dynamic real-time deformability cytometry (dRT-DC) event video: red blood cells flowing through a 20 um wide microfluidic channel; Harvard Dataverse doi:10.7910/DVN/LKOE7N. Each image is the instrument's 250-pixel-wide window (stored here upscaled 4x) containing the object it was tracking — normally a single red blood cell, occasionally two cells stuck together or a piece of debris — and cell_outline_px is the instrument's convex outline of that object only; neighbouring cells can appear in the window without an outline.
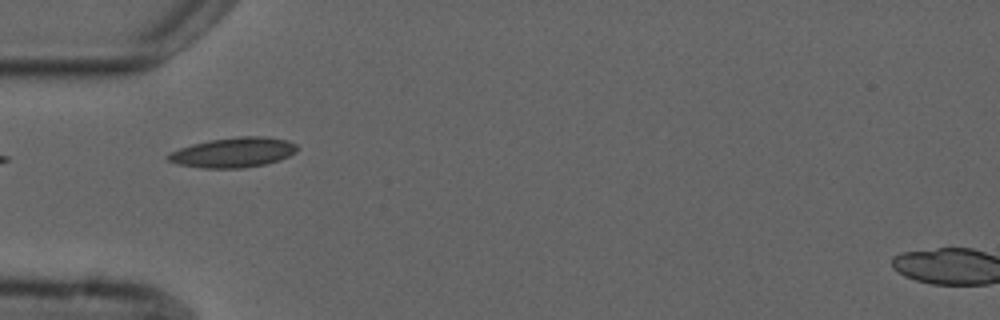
{"species": "common noctule bat (a hibernating species)", "species_latin": "Nyctalus noctula", "temperature_condition": "cold", "stored_images_in_passage": 6, "camera_frame_rate_fps": 3000, "um_per_image_px": 0.085, "animal": {"sex": "male", "forearm_length_mm": 52.5}, "frame": {"image": 1, "passage_image": 4, "time_ms": 4.667, "image_size_px": [1000, 320], "cell_outline_px": [[300, 148], [296, 152], [280, 160], [264, 164], [244, 168], [204, 168], [176, 164], [168, 160], [164, 156], [168, 152], [192, 144], [212, 140], [240, 136], [264, 136], [288, 140], [296, 144]], "centroid_in_image_um": [19.83, 12.96], "position_along_channel_um": 65.2, "area_um2": 22.66}}
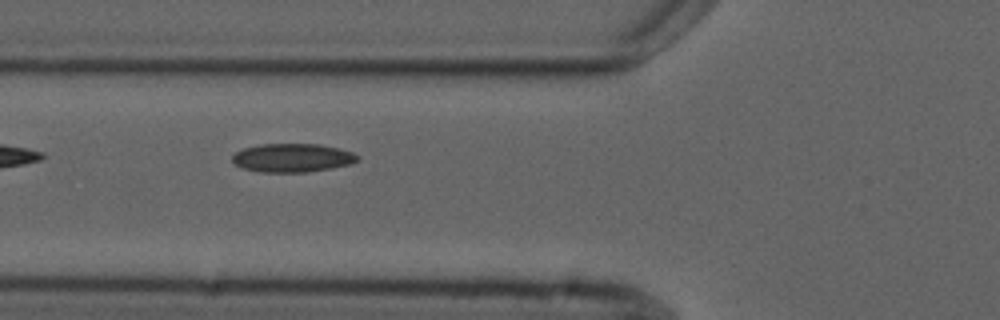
{"frame": {"image": 2, "passage_image": 5, "time_ms": 5.667, "image_size_px": [1000, 320], "cell_outline_px": [[360, 160], [352, 164], [332, 168], [308, 172], [260, 172], [244, 168], [236, 164], [232, 160], [232, 156], [236, 152], [244, 148], [260, 144], [320, 144], [352, 152], [360, 156]], "centroid_in_image_um": [24.89, 13.42], "position_along_channel_um": 100.9, "area_um2": 20.87}}
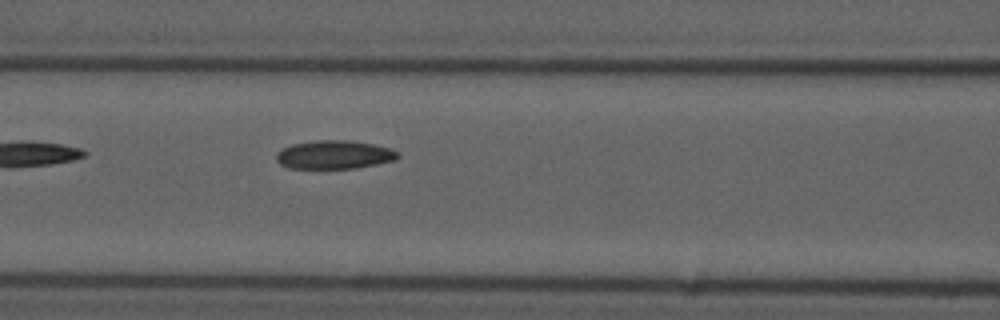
{"frame": {"image": 3, "passage_image": 6, "time_ms": 6.667, "image_size_px": [1000, 320], "cell_outline_px": [[400, 156], [396, 160], [356, 168], [288, 168], [280, 164], [276, 160], [276, 152], [280, 148], [292, 144], [316, 140], [344, 140], [372, 144], [388, 148], [400, 152]], "centroid_in_image_um": [28.38, 13.15], "position_along_channel_um": 138.2, "area_um2": 20.23}}